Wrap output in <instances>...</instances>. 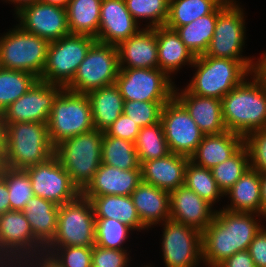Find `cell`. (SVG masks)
Returning a JSON list of instances; mask_svg holds the SVG:
<instances>
[{"instance_id": "obj_4", "label": "cell", "mask_w": 266, "mask_h": 267, "mask_svg": "<svg viewBox=\"0 0 266 267\" xmlns=\"http://www.w3.org/2000/svg\"><path fill=\"white\" fill-rule=\"evenodd\" d=\"M5 124V154L2 165L14 169L41 164L54 155L47 124L19 122Z\"/></svg>"}, {"instance_id": "obj_39", "label": "cell", "mask_w": 266, "mask_h": 267, "mask_svg": "<svg viewBox=\"0 0 266 267\" xmlns=\"http://www.w3.org/2000/svg\"><path fill=\"white\" fill-rule=\"evenodd\" d=\"M0 177L6 182L9 192L10 210L23 211L34 196L30 177L25 169H14L0 165Z\"/></svg>"}, {"instance_id": "obj_48", "label": "cell", "mask_w": 266, "mask_h": 267, "mask_svg": "<svg viewBox=\"0 0 266 267\" xmlns=\"http://www.w3.org/2000/svg\"><path fill=\"white\" fill-rule=\"evenodd\" d=\"M247 250L256 267H266V228L264 226L253 238Z\"/></svg>"}, {"instance_id": "obj_1", "label": "cell", "mask_w": 266, "mask_h": 267, "mask_svg": "<svg viewBox=\"0 0 266 267\" xmlns=\"http://www.w3.org/2000/svg\"><path fill=\"white\" fill-rule=\"evenodd\" d=\"M255 213L216 210L208 227L202 232V262L217 267L233 254L247 250L261 230ZM254 216V217H253Z\"/></svg>"}, {"instance_id": "obj_24", "label": "cell", "mask_w": 266, "mask_h": 267, "mask_svg": "<svg viewBox=\"0 0 266 267\" xmlns=\"http://www.w3.org/2000/svg\"><path fill=\"white\" fill-rule=\"evenodd\" d=\"M120 68H158L155 28H142L118 46Z\"/></svg>"}, {"instance_id": "obj_2", "label": "cell", "mask_w": 266, "mask_h": 267, "mask_svg": "<svg viewBox=\"0 0 266 267\" xmlns=\"http://www.w3.org/2000/svg\"><path fill=\"white\" fill-rule=\"evenodd\" d=\"M251 76V81L245 79L221 99L227 131L243 137L266 128V87L253 74Z\"/></svg>"}, {"instance_id": "obj_38", "label": "cell", "mask_w": 266, "mask_h": 267, "mask_svg": "<svg viewBox=\"0 0 266 267\" xmlns=\"http://www.w3.org/2000/svg\"><path fill=\"white\" fill-rule=\"evenodd\" d=\"M250 169V156L244 144L233 156L211 168L219 190L224 195Z\"/></svg>"}, {"instance_id": "obj_56", "label": "cell", "mask_w": 266, "mask_h": 267, "mask_svg": "<svg viewBox=\"0 0 266 267\" xmlns=\"http://www.w3.org/2000/svg\"><path fill=\"white\" fill-rule=\"evenodd\" d=\"M39 2L51 5H57L66 8L69 0H39Z\"/></svg>"}, {"instance_id": "obj_44", "label": "cell", "mask_w": 266, "mask_h": 267, "mask_svg": "<svg viewBox=\"0 0 266 267\" xmlns=\"http://www.w3.org/2000/svg\"><path fill=\"white\" fill-rule=\"evenodd\" d=\"M166 103L124 100L123 113L142 128L160 121L161 110Z\"/></svg>"}, {"instance_id": "obj_23", "label": "cell", "mask_w": 266, "mask_h": 267, "mask_svg": "<svg viewBox=\"0 0 266 267\" xmlns=\"http://www.w3.org/2000/svg\"><path fill=\"white\" fill-rule=\"evenodd\" d=\"M174 97L186 108L196 125L204 135L219 134L227 131L222 114L220 99L202 97L190 93L186 88L177 92Z\"/></svg>"}, {"instance_id": "obj_30", "label": "cell", "mask_w": 266, "mask_h": 267, "mask_svg": "<svg viewBox=\"0 0 266 267\" xmlns=\"http://www.w3.org/2000/svg\"><path fill=\"white\" fill-rule=\"evenodd\" d=\"M59 206L39 196H33L22 211L30 223L34 237L46 247L55 237Z\"/></svg>"}, {"instance_id": "obj_46", "label": "cell", "mask_w": 266, "mask_h": 267, "mask_svg": "<svg viewBox=\"0 0 266 267\" xmlns=\"http://www.w3.org/2000/svg\"><path fill=\"white\" fill-rule=\"evenodd\" d=\"M128 255L127 250L106 249L93 245L92 267H128Z\"/></svg>"}, {"instance_id": "obj_41", "label": "cell", "mask_w": 266, "mask_h": 267, "mask_svg": "<svg viewBox=\"0 0 266 267\" xmlns=\"http://www.w3.org/2000/svg\"><path fill=\"white\" fill-rule=\"evenodd\" d=\"M133 18L150 20L147 28L165 26L169 14L170 0H124Z\"/></svg>"}, {"instance_id": "obj_19", "label": "cell", "mask_w": 266, "mask_h": 267, "mask_svg": "<svg viewBox=\"0 0 266 267\" xmlns=\"http://www.w3.org/2000/svg\"><path fill=\"white\" fill-rule=\"evenodd\" d=\"M124 0H102L96 41L118 46L141 29Z\"/></svg>"}, {"instance_id": "obj_7", "label": "cell", "mask_w": 266, "mask_h": 267, "mask_svg": "<svg viewBox=\"0 0 266 267\" xmlns=\"http://www.w3.org/2000/svg\"><path fill=\"white\" fill-rule=\"evenodd\" d=\"M0 37V68L31 73L40 78L49 42L19 25Z\"/></svg>"}, {"instance_id": "obj_13", "label": "cell", "mask_w": 266, "mask_h": 267, "mask_svg": "<svg viewBox=\"0 0 266 267\" xmlns=\"http://www.w3.org/2000/svg\"><path fill=\"white\" fill-rule=\"evenodd\" d=\"M34 237L22 211L10 210L0 215V256L13 266L29 256L44 252Z\"/></svg>"}, {"instance_id": "obj_51", "label": "cell", "mask_w": 266, "mask_h": 267, "mask_svg": "<svg viewBox=\"0 0 266 267\" xmlns=\"http://www.w3.org/2000/svg\"><path fill=\"white\" fill-rule=\"evenodd\" d=\"M252 74L266 87V53L254 62Z\"/></svg>"}, {"instance_id": "obj_54", "label": "cell", "mask_w": 266, "mask_h": 267, "mask_svg": "<svg viewBox=\"0 0 266 267\" xmlns=\"http://www.w3.org/2000/svg\"><path fill=\"white\" fill-rule=\"evenodd\" d=\"M262 216L266 218V172L260 173Z\"/></svg>"}, {"instance_id": "obj_27", "label": "cell", "mask_w": 266, "mask_h": 267, "mask_svg": "<svg viewBox=\"0 0 266 267\" xmlns=\"http://www.w3.org/2000/svg\"><path fill=\"white\" fill-rule=\"evenodd\" d=\"M158 41V68L169 77L182 65H193L195 56L181 41L178 33L166 26L155 28ZM186 63V64H185Z\"/></svg>"}, {"instance_id": "obj_33", "label": "cell", "mask_w": 266, "mask_h": 267, "mask_svg": "<svg viewBox=\"0 0 266 267\" xmlns=\"http://www.w3.org/2000/svg\"><path fill=\"white\" fill-rule=\"evenodd\" d=\"M217 17L218 8L213 13L175 29L181 41L195 57L203 55L207 51L214 34Z\"/></svg>"}, {"instance_id": "obj_42", "label": "cell", "mask_w": 266, "mask_h": 267, "mask_svg": "<svg viewBox=\"0 0 266 267\" xmlns=\"http://www.w3.org/2000/svg\"><path fill=\"white\" fill-rule=\"evenodd\" d=\"M130 227L122 222L109 218H96L95 245L106 249L125 250L123 244L128 238Z\"/></svg>"}, {"instance_id": "obj_20", "label": "cell", "mask_w": 266, "mask_h": 267, "mask_svg": "<svg viewBox=\"0 0 266 267\" xmlns=\"http://www.w3.org/2000/svg\"><path fill=\"white\" fill-rule=\"evenodd\" d=\"M169 194L171 220L195 228L201 233L212 222L216 210L187 186L182 185Z\"/></svg>"}, {"instance_id": "obj_3", "label": "cell", "mask_w": 266, "mask_h": 267, "mask_svg": "<svg viewBox=\"0 0 266 267\" xmlns=\"http://www.w3.org/2000/svg\"><path fill=\"white\" fill-rule=\"evenodd\" d=\"M192 67L197 70L185 88L194 95L221 100L252 74L254 62L208 57L203 54L195 57Z\"/></svg>"}, {"instance_id": "obj_50", "label": "cell", "mask_w": 266, "mask_h": 267, "mask_svg": "<svg viewBox=\"0 0 266 267\" xmlns=\"http://www.w3.org/2000/svg\"><path fill=\"white\" fill-rule=\"evenodd\" d=\"M217 267H256L248 250L239 251L224 260Z\"/></svg>"}, {"instance_id": "obj_28", "label": "cell", "mask_w": 266, "mask_h": 267, "mask_svg": "<svg viewBox=\"0 0 266 267\" xmlns=\"http://www.w3.org/2000/svg\"><path fill=\"white\" fill-rule=\"evenodd\" d=\"M91 104L93 125L105 132L123 113L124 98L117 85L111 84L92 90L86 94Z\"/></svg>"}, {"instance_id": "obj_57", "label": "cell", "mask_w": 266, "mask_h": 267, "mask_svg": "<svg viewBox=\"0 0 266 267\" xmlns=\"http://www.w3.org/2000/svg\"><path fill=\"white\" fill-rule=\"evenodd\" d=\"M0 267H13V265L0 256Z\"/></svg>"}, {"instance_id": "obj_6", "label": "cell", "mask_w": 266, "mask_h": 267, "mask_svg": "<svg viewBox=\"0 0 266 267\" xmlns=\"http://www.w3.org/2000/svg\"><path fill=\"white\" fill-rule=\"evenodd\" d=\"M47 128L54 147L66 139L94 130L88 96L63 88L54 99Z\"/></svg>"}, {"instance_id": "obj_8", "label": "cell", "mask_w": 266, "mask_h": 267, "mask_svg": "<svg viewBox=\"0 0 266 267\" xmlns=\"http://www.w3.org/2000/svg\"><path fill=\"white\" fill-rule=\"evenodd\" d=\"M119 71L117 46L95 41L65 89L87 94L92 90L114 84Z\"/></svg>"}, {"instance_id": "obj_10", "label": "cell", "mask_w": 266, "mask_h": 267, "mask_svg": "<svg viewBox=\"0 0 266 267\" xmlns=\"http://www.w3.org/2000/svg\"><path fill=\"white\" fill-rule=\"evenodd\" d=\"M95 220L90 200L80 194L59 206L56 235L46 247L95 245Z\"/></svg>"}, {"instance_id": "obj_52", "label": "cell", "mask_w": 266, "mask_h": 267, "mask_svg": "<svg viewBox=\"0 0 266 267\" xmlns=\"http://www.w3.org/2000/svg\"><path fill=\"white\" fill-rule=\"evenodd\" d=\"M10 211L9 192L6 182L0 177V215Z\"/></svg>"}, {"instance_id": "obj_55", "label": "cell", "mask_w": 266, "mask_h": 267, "mask_svg": "<svg viewBox=\"0 0 266 267\" xmlns=\"http://www.w3.org/2000/svg\"><path fill=\"white\" fill-rule=\"evenodd\" d=\"M6 1V0H5ZM10 1L12 3H14L15 6V12H19L23 7L33 4L35 2H38L39 0H7Z\"/></svg>"}, {"instance_id": "obj_32", "label": "cell", "mask_w": 266, "mask_h": 267, "mask_svg": "<svg viewBox=\"0 0 266 267\" xmlns=\"http://www.w3.org/2000/svg\"><path fill=\"white\" fill-rule=\"evenodd\" d=\"M102 0H69L66 12L70 34L87 35L96 39Z\"/></svg>"}, {"instance_id": "obj_53", "label": "cell", "mask_w": 266, "mask_h": 267, "mask_svg": "<svg viewBox=\"0 0 266 267\" xmlns=\"http://www.w3.org/2000/svg\"><path fill=\"white\" fill-rule=\"evenodd\" d=\"M5 154V124L3 114L0 112V165Z\"/></svg>"}, {"instance_id": "obj_45", "label": "cell", "mask_w": 266, "mask_h": 267, "mask_svg": "<svg viewBox=\"0 0 266 267\" xmlns=\"http://www.w3.org/2000/svg\"><path fill=\"white\" fill-rule=\"evenodd\" d=\"M250 156V168L266 172V128L254 130L244 137Z\"/></svg>"}, {"instance_id": "obj_15", "label": "cell", "mask_w": 266, "mask_h": 267, "mask_svg": "<svg viewBox=\"0 0 266 267\" xmlns=\"http://www.w3.org/2000/svg\"><path fill=\"white\" fill-rule=\"evenodd\" d=\"M160 121L170 152L190 157L204 134L175 97L162 107Z\"/></svg>"}, {"instance_id": "obj_29", "label": "cell", "mask_w": 266, "mask_h": 267, "mask_svg": "<svg viewBox=\"0 0 266 267\" xmlns=\"http://www.w3.org/2000/svg\"><path fill=\"white\" fill-rule=\"evenodd\" d=\"M231 198L230 204L222 207L232 212L255 213L262 216L260 173L250 168L224 194Z\"/></svg>"}, {"instance_id": "obj_17", "label": "cell", "mask_w": 266, "mask_h": 267, "mask_svg": "<svg viewBox=\"0 0 266 267\" xmlns=\"http://www.w3.org/2000/svg\"><path fill=\"white\" fill-rule=\"evenodd\" d=\"M62 89V86L38 80L24 95L2 112L4 123L38 122L47 124L54 99Z\"/></svg>"}, {"instance_id": "obj_11", "label": "cell", "mask_w": 266, "mask_h": 267, "mask_svg": "<svg viewBox=\"0 0 266 267\" xmlns=\"http://www.w3.org/2000/svg\"><path fill=\"white\" fill-rule=\"evenodd\" d=\"M239 6L237 1L225 0L218 7L214 34L205 56L232 60H254L241 55L246 40V28L243 9Z\"/></svg>"}, {"instance_id": "obj_47", "label": "cell", "mask_w": 266, "mask_h": 267, "mask_svg": "<svg viewBox=\"0 0 266 267\" xmlns=\"http://www.w3.org/2000/svg\"><path fill=\"white\" fill-rule=\"evenodd\" d=\"M140 129L137 123L122 113L104 133L108 136L122 138L135 143Z\"/></svg>"}, {"instance_id": "obj_21", "label": "cell", "mask_w": 266, "mask_h": 267, "mask_svg": "<svg viewBox=\"0 0 266 267\" xmlns=\"http://www.w3.org/2000/svg\"><path fill=\"white\" fill-rule=\"evenodd\" d=\"M141 182V169L122 170L101 163L92 181L81 194L88 199L103 195L130 196Z\"/></svg>"}, {"instance_id": "obj_35", "label": "cell", "mask_w": 266, "mask_h": 267, "mask_svg": "<svg viewBox=\"0 0 266 267\" xmlns=\"http://www.w3.org/2000/svg\"><path fill=\"white\" fill-rule=\"evenodd\" d=\"M101 163L122 170L141 169L135 143L105 133L102 140Z\"/></svg>"}, {"instance_id": "obj_14", "label": "cell", "mask_w": 266, "mask_h": 267, "mask_svg": "<svg viewBox=\"0 0 266 267\" xmlns=\"http://www.w3.org/2000/svg\"><path fill=\"white\" fill-rule=\"evenodd\" d=\"M161 225L164 230L161 246L165 266H198L202 261V233L171 219Z\"/></svg>"}, {"instance_id": "obj_22", "label": "cell", "mask_w": 266, "mask_h": 267, "mask_svg": "<svg viewBox=\"0 0 266 267\" xmlns=\"http://www.w3.org/2000/svg\"><path fill=\"white\" fill-rule=\"evenodd\" d=\"M190 157L169 153L159 159L143 162L142 181L161 190L172 192L185 184V169Z\"/></svg>"}, {"instance_id": "obj_12", "label": "cell", "mask_w": 266, "mask_h": 267, "mask_svg": "<svg viewBox=\"0 0 266 267\" xmlns=\"http://www.w3.org/2000/svg\"><path fill=\"white\" fill-rule=\"evenodd\" d=\"M115 84L124 100L168 102L174 97V82L159 68H120Z\"/></svg>"}, {"instance_id": "obj_9", "label": "cell", "mask_w": 266, "mask_h": 267, "mask_svg": "<svg viewBox=\"0 0 266 267\" xmlns=\"http://www.w3.org/2000/svg\"><path fill=\"white\" fill-rule=\"evenodd\" d=\"M95 41L91 36L68 34L50 42L46 65L39 80L65 88Z\"/></svg>"}, {"instance_id": "obj_31", "label": "cell", "mask_w": 266, "mask_h": 267, "mask_svg": "<svg viewBox=\"0 0 266 267\" xmlns=\"http://www.w3.org/2000/svg\"><path fill=\"white\" fill-rule=\"evenodd\" d=\"M95 218L115 219L134 230H145L130 196L103 195L89 198Z\"/></svg>"}, {"instance_id": "obj_5", "label": "cell", "mask_w": 266, "mask_h": 267, "mask_svg": "<svg viewBox=\"0 0 266 267\" xmlns=\"http://www.w3.org/2000/svg\"><path fill=\"white\" fill-rule=\"evenodd\" d=\"M104 132L92 130L66 139L54 147V156L82 192L101 165Z\"/></svg>"}, {"instance_id": "obj_37", "label": "cell", "mask_w": 266, "mask_h": 267, "mask_svg": "<svg viewBox=\"0 0 266 267\" xmlns=\"http://www.w3.org/2000/svg\"><path fill=\"white\" fill-rule=\"evenodd\" d=\"M38 80L28 72L0 68V112L24 95Z\"/></svg>"}, {"instance_id": "obj_25", "label": "cell", "mask_w": 266, "mask_h": 267, "mask_svg": "<svg viewBox=\"0 0 266 267\" xmlns=\"http://www.w3.org/2000/svg\"><path fill=\"white\" fill-rule=\"evenodd\" d=\"M243 145L244 137L235 132L204 135L190 161L211 169L233 156Z\"/></svg>"}, {"instance_id": "obj_36", "label": "cell", "mask_w": 266, "mask_h": 267, "mask_svg": "<svg viewBox=\"0 0 266 267\" xmlns=\"http://www.w3.org/2000/svg\"><path fill=\"white\" fill-rule=\"evenodd\" d=\"M135 148L140 165L146 161L163 158L171 153L161 121L139 130Z\"/></svg>"}, {"instance_id": "obj_18", "label": "cell", "mask_w": 266, "mask_h": 267, "mask_svg": "<svg viewBox=\"0 0 266 267\" xmlns=\"http://www.w3.org/2000/svg\"><path fill=\"white\" fill-rule=\"evenodd\" d=\"M15 14L20 22L18 25L25 32L42 37L49 43L70 34L64 7L38 1Z\"/></svg>"}, {"instance_id": "obj_49", "label": "cell", "mask_w": 266, "mask_h": 267, "mask_svg": "<svg viewBox=\"0 0 266 267\" xmlns=\"http://www.w3.org/2000/svg\"><path fill=\"white\" fill-rule=\"evenodd\" d=\"M29 263V264H28ZM13 267H61L48 254L41 253L34 256H29L17 262Z\"/></svg>"}, {"instance_id": "obj_43", "label": "cell", "mask_w": 266, "mask_h": 267, "mask_svg": "<svg viewBox=\"0 0 266 267\" xmlns=\"http://www.w3.org/2000/svg\"><path fill=\"white\" fill-rule=\"evenodd\" d=\"M44 253L61 267H92V246L45 247Z\"/></svg>"}, {"instance_id": "obj_26", "label": "cell", "mask_w": 266, "mask_h": 267, "mask_svg": "<svg viewBox=\"0 0 266 267\" xmlns=\"http://www.w3.org/2000/svg\"><path fill=\"white\" fill-rule=\"evenodd\" d=\"M130 197L145 228L170 219L169 192L142 181Z\"/></svg>"}, {"instance_id": "obj_40", "label": "cell", "mask_w": 266, "mask_h": 267, "mask_svg": "<svg viewBox=\"0 0 266 267\" xmlns=\"http://www.w3.org/2000/svg\"><path fill=\"white\" fill-rule=\"evenodd\" d=\"M184 185L212 206L224 196L213 178L211 169L198 166L190 160L185 169Z\"/></svg>"}, {"instance_id": "obj_16", "label": "cell", "mask_w": 266, "mask_h": 267, "mask_svg": "<svg viewBox=\"0 0 266 267\" xmlns=\"http://www.w3.org/2000/svg\"><path fill=\"white\" fill-rule=\"evenodd\" d=\"M25 170L30 177L34 196L61 206L81 194L54 155L46 162L27 167Z\"/></svg>"}, {"instance_id": "obj_34", "label": "cell", "mask_w": 266, "mask_h": 267, "mask_svg": "<svg viewBox=\"0 0 266 267\" xmlns=\"http://www.w3.org/2000/svg\"><path fill=\"white\" fill-rule=\"evenodd\" d=\"M225 0H170L165 26L175 30L213 13Z\"/></svg>"}]
</instances>
